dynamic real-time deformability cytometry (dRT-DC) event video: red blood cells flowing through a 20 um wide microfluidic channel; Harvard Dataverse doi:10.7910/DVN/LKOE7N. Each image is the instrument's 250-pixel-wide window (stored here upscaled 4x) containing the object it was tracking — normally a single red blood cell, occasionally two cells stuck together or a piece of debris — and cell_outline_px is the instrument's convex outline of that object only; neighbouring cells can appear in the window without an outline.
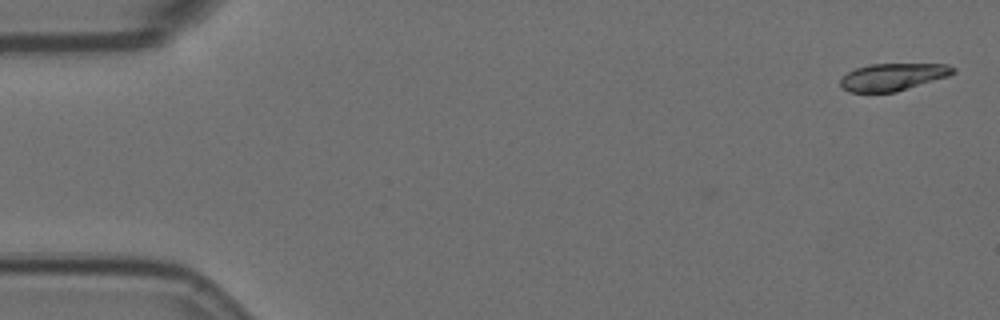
{"species": "Egyptian fruit bat (a non-hibernating species)", "species_latin": "Rousettus aegyptiacus", "temperature_condition": "room temperature", "stored_images_in_passage": 5, "camera_frame_rate_fps": 3000, "um_per_image_px": 0.085, "animal": {"sex": "female"}, "frame": {"image": 1, "passage_image": 1, "time_ms": 0.0, "image_size_px": [1000, 320], "cell_outline_px": [[956, 72], [948, 76], [896, 92], [848, 92], [840, 88], [840, 80], [848, 72], [856, 68], [872, 64], [948, 64], [956, 68]], "centroid_in_image_um": [75.89, 6.54], "position_along_channel_um": 9.1, "area_um2": 17.92}}
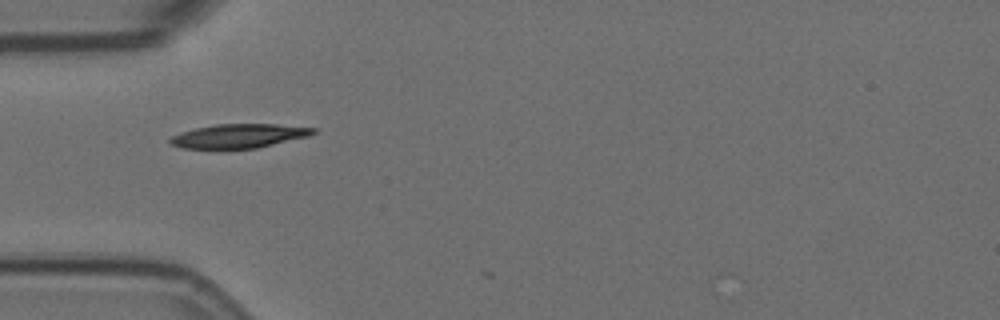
{"frame": {"image": 2, "passage_image": 5, "time_ms": 1.333, "image_size_px": [1000, 320], "cell_outline_px": [[316, 132], [308, 136], [256, 148], [184, 148], [168, 144], [168, 140], [172, 136], [180, 132], [196, 128], [216, 124], [276, 124], [316, 128]], "centroid_in_image_um": [20.28, 11.55], "position_along_channel_um": 64.7, "area_um2": 19.83}}